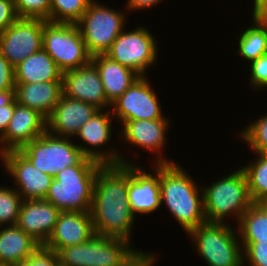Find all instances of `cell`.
Wrapping results in <instances>:
<instances>
[{"label":"cell","instance_id":"21","mask_svg":"<svg viewBox=\"0 0 267 266\" xmlns=\"http://www.w3.org/2000/svg\"><path fill=\"white\" fill-rule=\"evenodd\" d=\"M91 62L98 69L107 101L111 104L120 97L140 76L106 54L92 57Z\"/></svg>","mask_w":267,"mask_h":266},{"label":"cell","instance_id":"11","mask_svg":"<svg viewBox=\"0 0 267 266\" xmlns=\"http://www.w3.org/2000/svg\"><path fill=\"white\" fill-rule=\"evenodd\" d=\"M46 20L18 18L0 33V54L15 68L28 56L42 49Z\"/></svg>","mask_w":267,"mask_h":266},{"label":"cell","instance_id":"43","mask_svg":"<svg viewBox=\"0 0 267 266\" xmlns=\"http://www.w3.org/2000/svg\"><path fill=\"white\" fill-rule=\"evenodd\" d=\"M0 266H11L9 264L0 263Z\"/></svg>","mask_w":267,"mask_h":266},{"label":"cell","instance_id":"16","mask_svg":"<svg viewBox=\"0 0 267 266\" xmlns=\"http://www.w3.org/2000/svg\"><path fill=\"white\" fill-rule=\"evenodd\" d=\"M98 110L94 105L62 94L54 110L46 118V131L59 137L75 136Z\"/></svg>","mask_w":267,"mask_h":266},{"label":"cell","instance_id":"20","mask_svg":"<svg viewBox=\"0 0 267 266\" xmlns=\"http://www.w3.org/2000/svg\"><path fill=\"white\" fill-rule=\"evenodd\" d=\"M62 94V81L15 84L16 102L37 110L45 118L54 110Z\"/></svg>","mask_w":267,"mask_h":266},{"label":"cell","instance_id":"41","mask_svg":"<svg viewBox=\"0 0 267 266\" xmlns=\"http://www.w3.org/2000/svg\"><path fill=\"white\" fill-rule=\"evenodd\" d=\"M160 1L162 0H128L127 7L133 10H143V8L147 9L149 7H153L154 5L160 3Z\"/></svg>","mask_w":267,"mask_h":266},{"label":"cell","instance_id":"15","mask_svg":"<svg viewBox=\"0 0 267 266\" xmlns=\"http://www.w3.org/2000/svg\"><path fill=\"white\" fill-rule=\"evenodd\" d=\"M46 131V118L37 110L19 105L15 99L13 116L5 133L0 137V155L23 148Z\"/></svg>","mask_w":267,"mask_h":266},{"label":"cell","instance_id":"36","mask_svg":"<svg viewBox=\"0 0 267 266\" xmlns=\"http://www.w3.org/2000/svg\"><path fill=\"white\" fill-rule=\"evenodd\" d=\"M15 68L0 54V91L15 90Z\"/></svg>","mask_w":267,"mask_h":266},{"label":"cell","instance_id":"42","mask_svg":"<svg viewBox=\"0 0 267 266\" xmlns=\"http://www.w3.org/2000/svg\"><path fill=\"white\" fill-rule=\"evenodd\" d=\"M15 100V90L0 91V107L10 105Z\"/></svg>","mask_w":267,"mask_h":266},{"label":"cell","instance_id":"26","mask_svg":"<svg viewBox=\"0 0 267 266\" xmlns=\"http://www.w3.org/2000/svg\"><path fill=\"white\" fill-rule=\"evenodd\" d=\"M253 25L239 38V53L252 62L267 53V23L253 19Z\"/></svg>","mask_w":267,"mask_h":266},{"label":"cell","instance_id":"14","mask_svg":"<svg viewBox=\"0 0 267 266\" xmlns=\"http://www.w3.org/2000/svg\"><path fill=\"white\" fill-rule=\"evenodd\" d=\"M62 91L64 96L94 105L99 110L111 106L106 99L98 69L92 62L63 72Z\"/></svg>","mask_w":267,"mask_h":266},{"label":"cell","instance_id":"13","mask_svg":"<svg viewBox=\"0 0 267 266\" xmlns=\"http://www.w3.org/2000/svg\"><path fill=\"white\" fill-rule=\"evenodd\" d=\"M5 169L15 179L22 200L45 199L53 177L41 172L19 151L1 154Z\"/></svg>","mask_w":267,"mask_h":266},{"label":"cell","instance_id":"37","mask_svg":"<svg viewBox=\"0 0 267 266\" xmlns=\"http://www.w3.org/2000/svg\"><path fill=\"white\" fill-rule=\"evenodd\" d=\"M17 19L14 0H0V33Z\"/></svg>","mask_w":267,"mask_h":266},{"label":"cell","instance_id":"35","mask_svg":"<svg viewBox=\"0 0 267 266\" xmlns=\"http://www.w3.org/2000/svg\"><path fill=\"white\" fill-rule=\"evenodd\" d=\"M251 84L254 88L267 87V53L251 62Z\"/></svg>","mask_w":267,"mask_h":266},{"label":"cell","instance_id":"38","mask_svg":"<svg viewBox=\"0 0 267 266\" xmlns=\"http://www.w3.org/2000/svg\"><path fill=\"white\" fill-rule=\"evenodd\" d=\"M139 252V253H138ZM155 257L150 253L132 250L118 266H153Z\"/></svg>","mask_w":267,"mask_h":266},{"label":"cell","instance_id":"8","mask_svg":"<svg viewBox=\"0 0 267 266\" xmlns=\"http://www.w3.org/2000/svg\"><path fill=\"white\" fill-rule=\"evenodd\" d=\"M125 239L95 234L81 244L59 249L61 266H118L133 250Z\"/></svg>","mask_w":267,"mask_h":266},{"label":"cell","instance_id":"12","mask_svg":"<svg viewBox=\"0 0 267 266\" xmlns=\"http://www.w3.org/2000/svg\"><path fill=\"white\" fill-rule=\"evenodd\" d=\"M113 105L114 114L122 124L131 120H156L164 118L157 95L153 92L148 79L139 77Z\"/></svg>","mask_w":267,"mask_h":266},{"label":"cell","instance_id":"7","mask_svg":"<svg viewBox=\"0 0 267 266\" xmlns=\"http://www.w3.org/2000/svg\"><path fill=\"white\" fill-rule=\"evenodd\" d=\"M42 48L62 72L85 66L92 59L74 23L47 21L43 29Z\"/></svg>","mask_w":267,"mask_h":266},{"label":"cell","instance_id":"19","mask_svg":"<svg viewBox=\"0 0 267 266\" xmlns=\"http://www.w3.org/2000/svg\"><path fill=\"white\" fill-rule=\"evenodd\" d=\"M131 164V176L128 178V201L133 214H148L156 211L161 202L159 184V163H156V175L146 173L141 167Z\"/></svg>","mask_w":267,"mask_h":266},{"label":"cell","instance_id":"1","mask_svg":"<svg viewBox=\"0 0 267 266\" xmlns=\"http://www.w3.org/2000/svg\"><path fill=\"white\" fill-rule=\"evenodd\" d=\"M131 164H103L97 171L90 214L95 234L129 242L135 215L128 201Z\"/></svg>","mask_w":267,"mask_h":266},{"label":"cell","instance_id":"30","mask_svg":"<svg viewBox=\"0 0 267 266\" xmlns=\"http://www.w3.org/2000/svg\"><path fill=\"white\" fill-rule=\"evenodd\" d=\"M22 198L16 189L0 187V225H16Z\"/></svg>","mask_w":267,"mask_h":266},{"label":"cell","instance_id":"3","mask_svg":"<svg viewBox=\"0 0 267 266\" xmlns=\"http://www.w3.org/2000/svg\"><path fill=\"white\" fill-rule=\"evenodd\" d=\"M161 157V158H160ZM161 202L166 204L176 221L189 233L206 222L202 189L180 165L157 157ZM158 160V161H157Z\"/></svg>","mask_w":267,"mask_h":266},{"label":"cell","instance_id":"17","mask_svg":"<svg viewBox=\"0 0 267 266\" xmlns=\"http://www.w3.org/2000/svg\"><path fill=\"white\" fill-rule=\"evenodd\" d=\"M94 235L90 212L60 211L56 225L43 247L56 253L67 246L86 242Z\"/></svg>","mask_w":267,"mask_h":266},{"label":"cell","instance_id":"40","mask_svg":"<svg viewBox=\"0 0 267 266\" xmlns=\"http://www.w3.org/2000/svg\"><path fill=\"white\" fill-rule=\"evenodd\" d=\"M253 19L267 23V0H254Z\"/></svg>","mask_w":267,"mask_h":266},{"label":"cell","instance_id":"18","mask_svg":"<svg viewBox=\"0 0 267 266\" xmlns=\"http://www.w3.org/2000/svg\"><path fill=\"white\" fill-rule=\"evenodd\" d=\"M60 210L44 199L23 200L16 225L43 246L54 226Z\"/></svg>","mask_w":267,"mask_h":266},{"label":"cell","instance_id":"23","mask_svg":"<svg viewBox=\"0 0 267 266\" xmlns=\"http://www.w3.org/2000/svg\"><path fill=\"white\" fill-rule=\"evenodd\" d=\"M63 72L42 48L15 67V83L62 81Z\"/></svg>","mask_w":267,"mask_h":266},{"label":"cell","instance_id":"4","mask_svg":"<svg viewBox=\"0 0 267 266\" xmlns=\"http://www.w3.org/2000/svg\"><path fill=\"white\" fill-rule=\"evenodd\" d=\"M102 165H73L54 177L44 200L60 211L90 212L94 183Z\"/></svg>","mask_w":267,"mask_h":266},{"label":"cell","instance_id":"27","mask_svg":"<svg viewBox=\"0 0 267 266\" xmlns=\"http://www.w3.org/2000/svg\"><path fill=\"white\" fill-rule=\"evenodd\" d=\"M102 112V113H101ZM103 110H98L77 132L80 137L89 146L96 147L104 146L111 138V118L110 110L103 113Z\"/></svg>","mask_w":267,"mask_h":266},{"label":"cell","instance_id":"24","mask_svg":"<svg viewBox=\"0 0 267 266\" xmlns=\"http://www.w3.org/2000/svg\"><path fill=\"white\" fill-rule=\"evenodd\" d=\"M41 245L17 225L0 231V263L13 265L26 261Z\"/></svg>","mask_w":267,"mask_h":266},{"label":"cell","instance_id":"29","mask_svg":"<svg viewBox=\"0 0 267 266\" xmlns=\"http://www.w3.org/2000/svg\"><path fill=\"white\" fill-rule=\"evenodd\" d=\"M92 0H50L49 22L76 24Z\"/></svg>","mask_w":267,"mask_h":266},{"label":"cell","instance_id":"2","mask_svg":"<svg viewBox=\"0 0 267 266\" xmlns=\"http://www.w3.org/2000/svg\"><path fill=\"white\" fill-rule=\"evenodd\" d=\"M82 146L75 145L69 138L45 131L19 151L34 167L53 178L59 171L73 165L134 164L127 163L113 149L112 152L103 153L101 150L96 152L97 150Z\"/></svg>","mask_w":267,"mask_h":266},{"label":"cell","instance_id":"10","mask_svg":"<svg viewBox=\"0 0 267 266\" xmlns=\"http://www.w3.org/2000/svg\"><path fill=\"white\" fill-rule=\"evenodd\" d=\"M157 50L152 34L139 26L134 31H122L106 55L143 77L147 68L157 60Z\"/></svg>","mask_w":267,"mask_h":266},{"label":"cell","instance_id":"28","mask_svg":"<svg viewBox=\"0 0 267 266\" xmlns=\"http://www.w3.org/2000/svg\"><path fill=\"white\" fill-rule=\"evenodd\" d=\"M257 161L241 167L247 178L253 203H267V154H258Z\"/></svg>","mask_w":267,"mask_h":266},{"label":"cell","instance_id":"39","mask_svg":"<svg viewBox=\"0 0 267 266\" xmlns=\"http://www.w3.org/2000/svg\"><path fill=\"white\" fill-rule=\"evenodd\" d=\"M15 108V100L10 105L0 107V137L5 133Z\"/></svg>","mask_w":267,"mask_h":266},{"label":"cell","instance_id":"31","mask_svg":"<svg viewBox=\"0 0 267 266\" xmlns=\"http://www.w3.org/2000/svg\"><path fill=\"white\" fill-rule=\"evenodd\" d=\"M242 139L257 154H267V116H262L241 132Z\"/></svg>","mask_w":267,"mask_h":266},{"label":"cell","instance_id":"32","mask_svg":"<svg viewBox=\"0 0 267 266\" xmlns=\"http://www.w3.org/2000/svg\"><path fill=\"white\" fill-rule=\"evenodd\" d=\"M18 18H39L49 21L50 0H14Z\"/></svg>","mask_w":267,"mask_h":266},{"label":"cell","instance_id":"9","mask_svg":"<svg viewBox=\"0 0 267 266\" xmlns=\"http://www.w3.org/2000/svg\"><path fill=\"white\" fill-rule=\"evenodd\" d=\"M120 12L91 1L86 12L76 23L92 57L106 54L123 31L125 15Z\"/></svg>","mask_w":267,"mask_h":266},{"label":"cell","instance_id":"22","mask_svg":"<svg viewBox=\"0 0 267 266\" xmlns=\"http://www.w3.org/2000/svg\"><path fill=\"white\" fill-rule=\"evenodd\" d=\"M168 122L166 117L156 120L125 121L123 123L124 126H122L121 137L132 143V145L158 152L165 145Z\"/></svg>","mask_w":267,"mask_h":266},{"label":"cell","instance_id":"25","mask_svg":"<svg viewBox=\"0 0 267 266\" xmlns=\"http://www.w3.org/2000/svg\"><path fill=\"white\" fill-rule=\"evenodd\" d=\"M238 225L241 244L267 240V203H253Z\"/></svg>","mask_w":267,"mask_h":266},{"label":"cell","instance_id":"33","mask_svg":"<svg viewBox=\"0 0 267 266\" xmlns=\"http://www.w3.org/2000/svg\"><path fill=\"white\" fill-rule=\"evenodd\" d=\"M243 245V256L248 258L251 266H267V240H257Z\"/></svg>","mask_w":267,"mask_h":266},{"label":"cell","instance_id":"6","mask_svg":"<svg viewBox=\"0 0 267 266\" xmlns=\"http://www.w3.org/2000/svg\"><path fill=\"white\" fill-rule=\"evenodd\" d=\"M233 230L228 223L205 222L189 235L208 266H245L242 245Z\"/></svg>","mask_w":267,"mask_h":266},{"label":"cell","instance_id":"5","mask_svg":"<svg viewBox=\"0 0 267 266\" xmlns=\"http://www.w3.org/2000/svg\"><path fill=\"white\" fill-rule=\"evenodd\" d=\"M206 222L223 223L227 215H237L238 223L241 216L253 204L247 178L242 169L214 182L202 190Z\"/></svg>","mask_w":267,"mask_h":266},{"label":"cell","instance_id":"34","mask_svg":"<svg viewBox=\"0 0 267 266\" xmlns=\"http://www.w3.org/2000/svg\"><path fill=\"white\" fill-rule=\"evenodd\" d=\"M58 264L57 254L40 246L26 261L11 266H57Z\"/></svg>","mask_w":267,"mask_h":266}]
</instances>
